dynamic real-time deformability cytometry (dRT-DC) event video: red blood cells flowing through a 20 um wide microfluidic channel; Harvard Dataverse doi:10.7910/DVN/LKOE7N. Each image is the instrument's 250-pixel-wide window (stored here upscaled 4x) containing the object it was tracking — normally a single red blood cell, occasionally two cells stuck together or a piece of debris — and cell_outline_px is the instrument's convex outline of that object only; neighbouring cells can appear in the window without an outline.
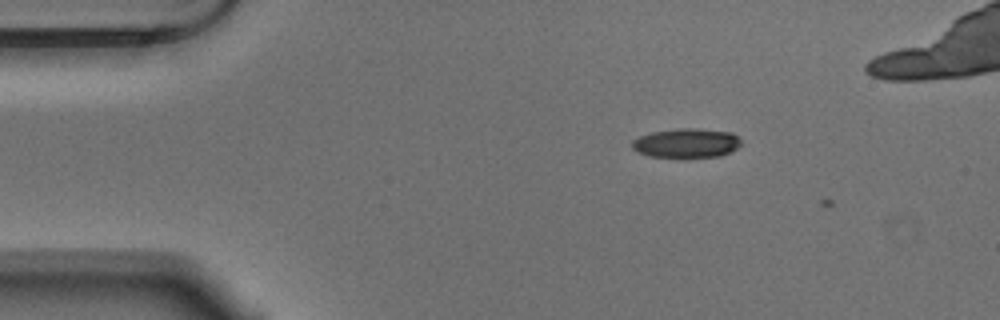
{"species": "Egyptian fruit bat (a non-hibernating species)", "species_latin": "Rousettus aegyptiacus", "temperature_condition": "warm", "stored_images_in_passage": 2, "camera_frame_rate_fps": 3000, "um_per_image_px": 0.085, "animal": {"sex": "male"}, "frame": {"image": 1, "passage_image": 1, "time_ms": 0.0, "image_size_px": [1000, 320], "cell_outline_px": [[740, 144], [736, 148], [720, 156], [684, 160], [652, 156], [636, 152], [632, 148], [632, 140], [640, 136], [652, 132], [680, 128], [696, 128], [732, 132], [740, 140]], "centroid_in_image_um": [58.32, 12.2], "position_along_channel_um": 26.7, "area_um2": 19.19}}